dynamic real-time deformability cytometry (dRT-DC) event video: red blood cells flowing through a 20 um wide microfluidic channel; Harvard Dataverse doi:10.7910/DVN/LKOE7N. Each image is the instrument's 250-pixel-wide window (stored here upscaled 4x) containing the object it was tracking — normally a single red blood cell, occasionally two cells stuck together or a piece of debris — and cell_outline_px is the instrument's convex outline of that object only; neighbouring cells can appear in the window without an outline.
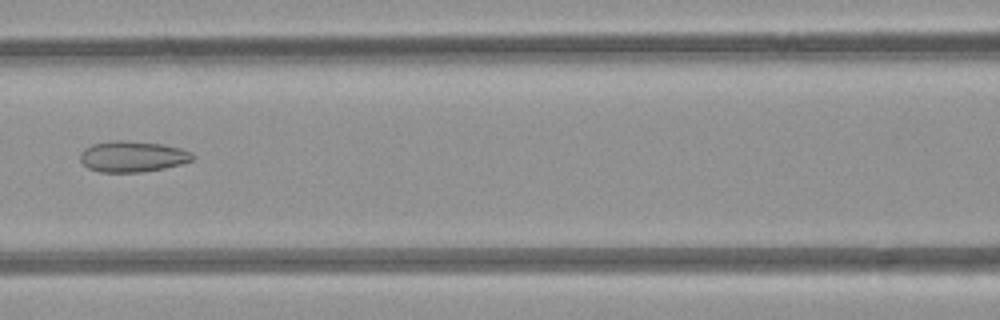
{"species": "common noctule bat (a hibernating species)", "species_latin": "Nyctalus noctula", "temperature_condition": "room temperature", "stored_images_in_passage": 6, "camera_frame_rate_fps": 3000, "um_per_image_px": 0.085, "animal": {"sex": "female", "body_mass_g": 21.9}, "frame": {"image": 1, "passage_image": 6, "time_ms": 6.667, "image_size_px": [1000, 320], "cell_outline_px": [[196, 156], [192, 160], [180, 164], [164, 168], [140, 172], [100, 172], [88, 168], [80, 160], [80, 152], [84, 148], [92, 144], [112, 140], [124, 140], [160, 144], [180, 148], [192, 152]], "centroid_in_image_um": [11.25, 13.3], "position_along_channel_um": 155.4, "area_um2": 20.29}}